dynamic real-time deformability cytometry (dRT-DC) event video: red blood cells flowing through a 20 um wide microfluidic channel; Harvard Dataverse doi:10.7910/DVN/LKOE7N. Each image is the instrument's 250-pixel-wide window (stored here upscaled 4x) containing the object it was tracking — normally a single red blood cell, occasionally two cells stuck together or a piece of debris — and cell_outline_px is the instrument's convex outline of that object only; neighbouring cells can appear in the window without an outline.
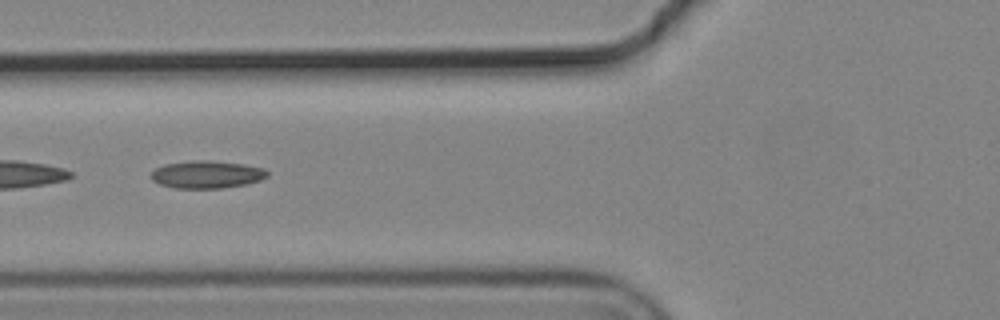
{"species": "common noctule bat (a hibernating species)", "species_latin": "Nyctalus noctula", "temperature_condition": "cold", "stored_images_in_passage": 10, "camera_frame_rate_fps": 3000, "um_per_image_px": 0.085, "animal": {"sex": "male", "body_mass_g": 19.2, "forearm_length_mm": 51.8}, "frame": {"image": 1, "passage_image": 7, "time_ms": 2.0, "image_size_px": [1000, 320], "cell_outline_px": [[268, 176], [260, 180], [248, 184], [220, 188], [176, 188], [160, 184], [152, 180], [148, 176], [156, 168], [164, 164], [192, 160], [208, 160], [244, 164], [264, 168], [268, 172]], "centroid_in_image_um": [17.57, 14.82], "position_along_channel_um": 108.2, "area_um2": 18.79}}
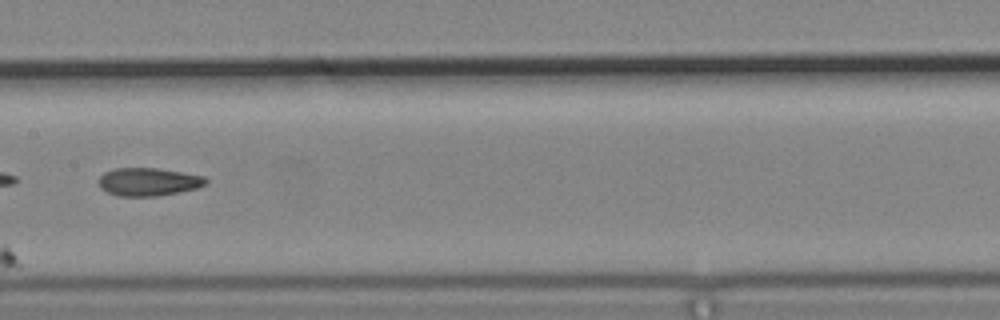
{"frame": {"image": 2, "passage_image": 9, "time_ms": 2.667, "image_size_px": [1000, 320], "cell_outline_px": [[208, 180], [204, 184], [196, 188], [180, 192], [156, 196], [120, 196], [108, 192], [100, 188], [100, 176], [104, 172], [116, 168], [156, 168], [204, 176]], "centroid_in_image_um": [12.6, 15.45], "position_along_channel_um": 194.8, "area_um2": 17.28}}